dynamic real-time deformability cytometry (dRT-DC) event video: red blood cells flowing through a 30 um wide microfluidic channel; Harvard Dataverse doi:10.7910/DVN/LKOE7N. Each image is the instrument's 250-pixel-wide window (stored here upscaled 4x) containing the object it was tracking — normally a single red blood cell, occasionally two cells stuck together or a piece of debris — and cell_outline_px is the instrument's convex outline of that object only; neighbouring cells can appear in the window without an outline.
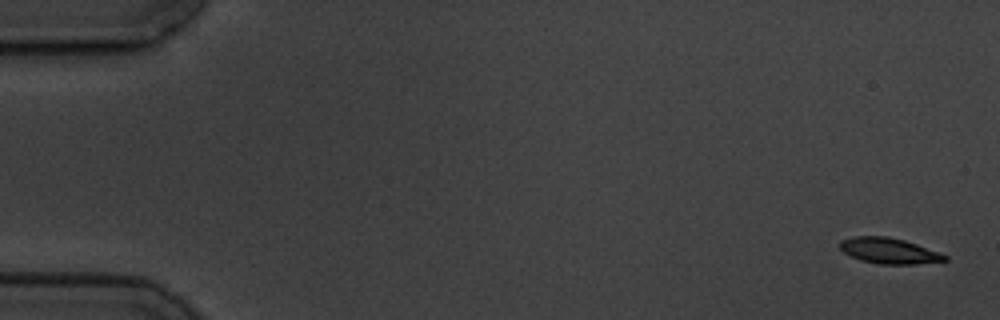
{"species": "common noctule bat (a hibernating species)", "species_latin": "Nyctalus noctula", "temperature_condition": "cold", "stored_images_in_passage": 5, "camera_frame_rate_fps": 3000, "um_per_image_px": 0.085, "animal": {"sex": "male", "body_mass_g": 19.5, "forearm_length_mm": 54.6}, "frame": {"image": 1, "passage_image": 1, "time_ms": 0.0, "image_size_px": [1000, 320], "cell_outline_px": [[948, 260], [916, 264], [876, 264], [860, 260], [844, 252], [840, 248], [840, 240], [852, 236], [888, 236], [904, 240], [940, 252], [948, 256]], "centroid_in_image_um": [75.56, 21.31], "position_along_channel_um": 9.4, "area_um2": 15.78}}
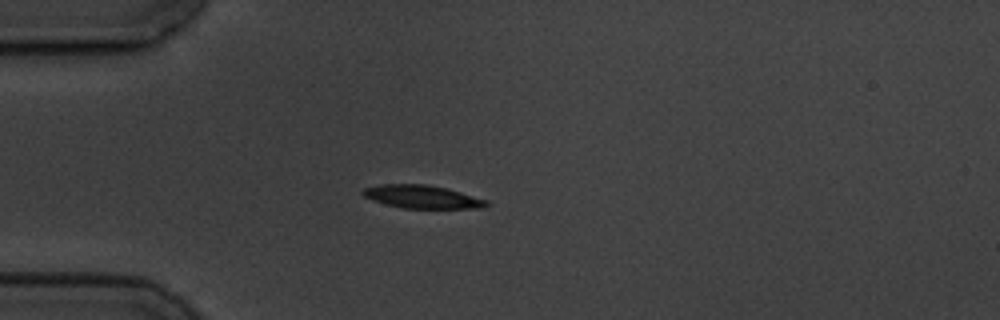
{"frame": {"image": 2, "passage_image": 5, "time_ms": 4.667, "image_size_px": [1000, 320], "cell_outline_px": [[492, 204], [484, 208], [400, 208], [372, 200], [364, 196], [360, 192], [364, 188], [380, 184], [428, 184], [460, 192], [488, 200]], "centroid_in_image_um": [35.89, 16.73], "position_along_channel_um": 49.1, "area_um2": 16.7}}